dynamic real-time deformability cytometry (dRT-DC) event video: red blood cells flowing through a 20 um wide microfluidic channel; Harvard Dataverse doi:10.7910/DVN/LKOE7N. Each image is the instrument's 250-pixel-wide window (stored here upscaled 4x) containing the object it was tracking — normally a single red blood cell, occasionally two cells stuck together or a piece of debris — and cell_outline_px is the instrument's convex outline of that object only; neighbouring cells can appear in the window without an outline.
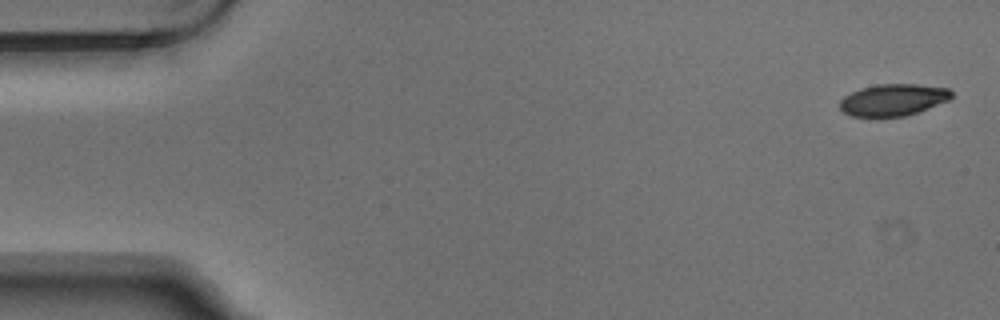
{"species": "Egyptian fruit bat (a non-hibernating species)", "species_latin": "Rousettus aegyptiacus", "temperature_condition": "warm", "stored_images_in_passage": 6, "camera_frame_rate_fps": 3000, "um_per_image_px": 0.085, "animal": {"sex": "male"}, "frame": {"image": 1, "passage_image": 1, "time_ms": 0.0, "image_size_px": [1000, 320], "cell_outline_px": [[952, 96], [948, 100], [916, 112], [904, 116], [880, 120], [852, 116], [844, 112], [840, 108], [840, 100], [844, 96], [860, 88], [876, 84], [916, 84], [948, 88], [952, 92]], "centroid_in_image_um": [75.85, 8.52], "position_along_channel_um": 9.1, "area_um2": 21.15}}
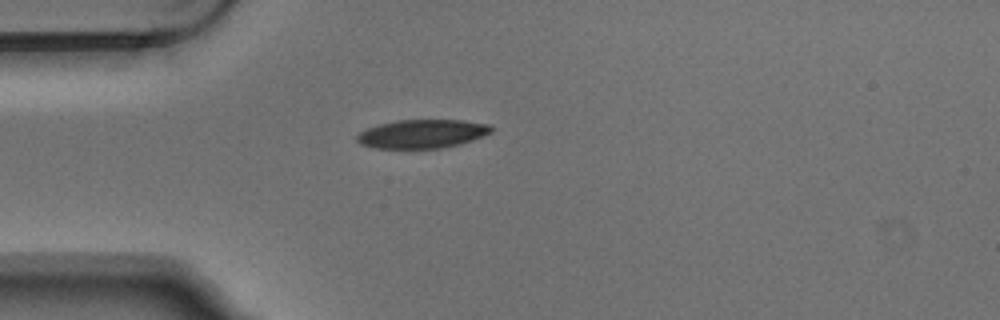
{"frame": {"image": 2, "passage_image": 4, "time_ms": 1.0, "image_size_px": [1000, 320], "cell_outline_px": [[492, 132], [472, 140], [460, 144], [440, 148], [376, 148], [360, 144], [356, 140], [356, 136], [360, 132], [368, 128], [380, 124], [396, 120], [464, 120], [488, 124], [492, 128]], "centroid_in_image_um": [35.88, 11.37], "position_along_channel_um": 49.1, "area_um2": 22.31}}
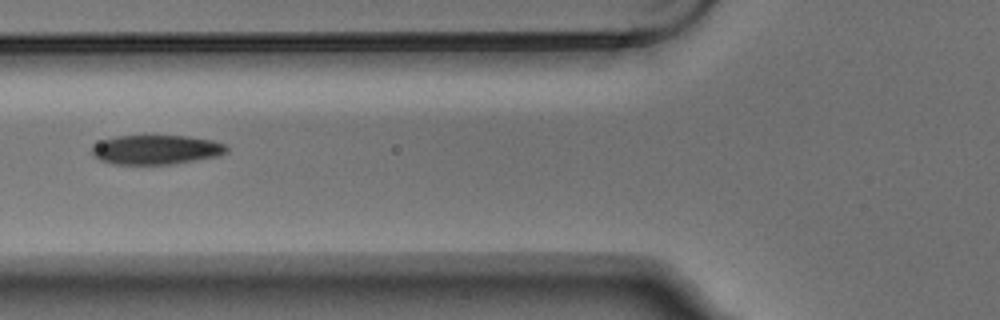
{"frame": {"image": 3, "passage_image": 6, "time_ms": 1.667, "image_size_px": [1000, 320], "cell_outline_px": [[228, 152], [220, 156], [172, 164], [112, 164], [100, 160], [92, 156], [92, 144], [116, 136], [188, 136], [212, 140], [224, 144], [228, 148]], "centroid_in_image_um": [13.27, 12.73], "position_along_channel_um": 112.5, "area_um2": 23.18}}